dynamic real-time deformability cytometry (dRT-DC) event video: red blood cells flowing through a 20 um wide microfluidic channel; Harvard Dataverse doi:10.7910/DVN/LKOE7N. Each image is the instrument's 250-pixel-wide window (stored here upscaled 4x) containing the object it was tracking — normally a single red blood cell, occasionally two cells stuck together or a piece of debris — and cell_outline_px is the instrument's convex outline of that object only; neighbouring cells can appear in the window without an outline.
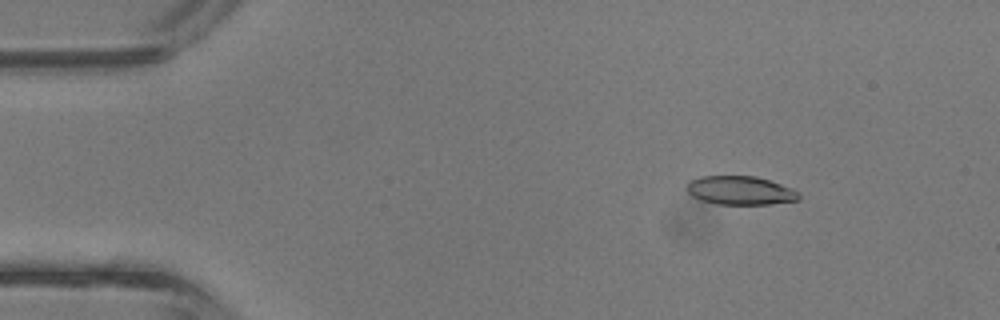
{"species": "common noctule bat (a hibernating species)", "species_latin": "Nyctalus noctula", "temperature_condition": "room temperature", "stored_images_in_passage": 43, "camera_frame_rate_fps": 3000, "um_per_image_px": 0.085, "animal": {"sex": "male", "body_mass_g": 13.3}, "frame": {"image": 1, "passage_image": 6, "time_ms": 1.667, "image_size_px": [1000, 320], "cell_outline_px": [[800, 200], [772, 204], [716, 204], [700, 200], [692, 196], [688, 192], [688, 180], [700, 176], [756, 176], [792, 188], [800, 192]], "centroid_in_image_um": [62.94, 16.19], "position_along_channel_um": 22.1, "area_um2": 18.84}}
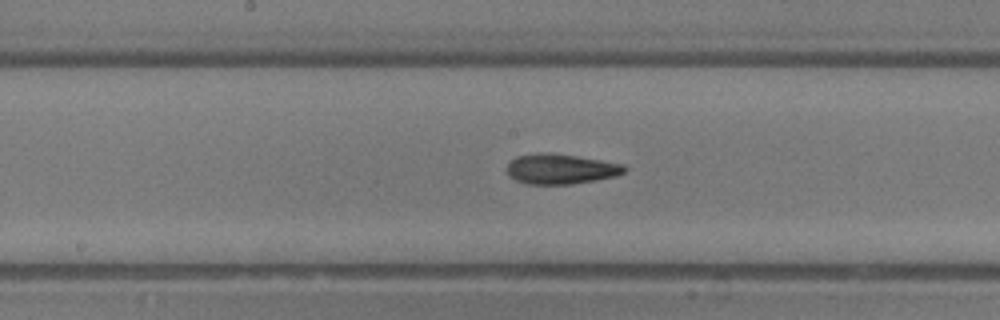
{"frame": {"image": 2, "passage_image": 22, "time_ms": 7.0, "image_size_px": [1000, 320], "cell_outline_px": [[628, 168], [624, 172], [616, 176], [596, 180], [572, 184], [528, 184], [516, 180], [508, 176], [508, 164], [516, 156], [536, 152], [552, 152], [624, 164]], "centroid_in_image_um": [47.66, 14.35], "position_along_channel_um": 200.5, "area_um2": 20.75}}
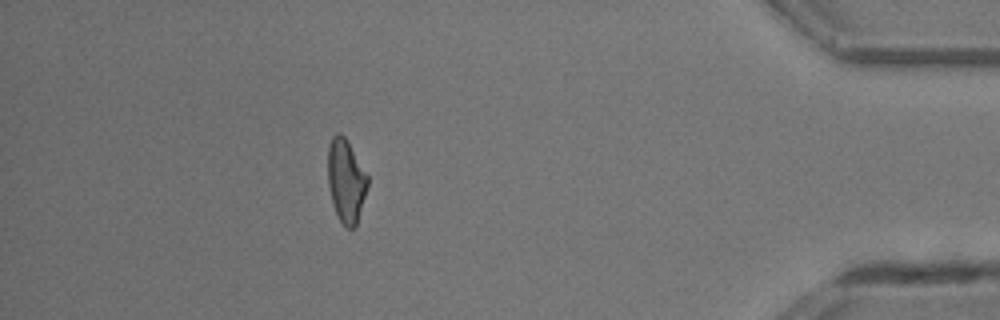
{"frame": {"image": 3, "passage_image": 38, "time_ms": 12.333, "image_size_px": [1000, 320], "cell_outline_px": [[368, 184], [356, 228], [348, 228], [340, 220], [336, 212], [332, 200], [328, 184], [328, 148], [332, 136], [336, 132], [340, 132], [348, 140], [368, 176]], "centroid_in_image_um": [29.42, 15.33], "position_along_channel_um": 405.8, "area_um2": 19.25}, "authors_computed_cell_mechanics": {"area_um2": 19.941, "velocity_mm_per_s": 4.831, "shape_relaxation_time_tau1_ms": 10.0265, "shape_relaxation_time_tau2_ms": 2.0479, "deformation_change_tau1": 0.2641, "deformation_change_tau2": 0.1036}}